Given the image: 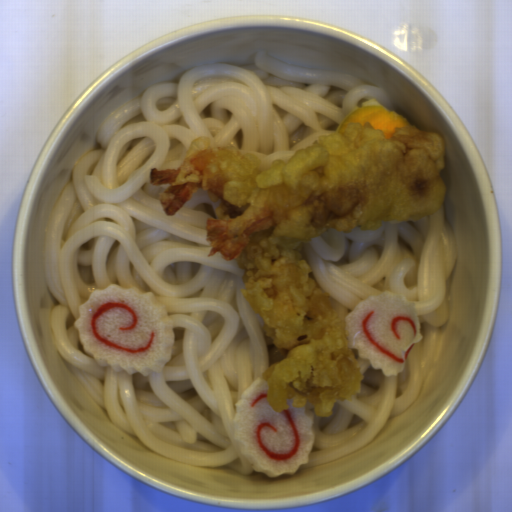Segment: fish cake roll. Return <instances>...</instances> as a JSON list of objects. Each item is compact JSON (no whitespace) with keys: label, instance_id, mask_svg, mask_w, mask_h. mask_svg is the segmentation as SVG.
Returning a JSON list of instances; mask_svg holds the SVG:
<instances>
[{"label":"fish cake roll","instance_id":"2","mask_svg":"<svg viewBox=\"0 0 512 512\" xmlns=\"http://www.w3.org/2000/svg\"><path fill=\"white\" fill-rule=\"evenodd\" d=\"M269 382L255 378L235 403L234 439L255 472L270 478L294 475L309 462L316 441L315 414L308 405L276 412L267 401Z\"/></svg>","mask_w":512,"mask_h":512},{"label":"fish cake roll","instance_id":"1","mask_svg":"<svg viewBox=\"0 0 512 512\" xmlns=\"http://www.w3.org/2000/svg\"><path fill=\"white\" fill-rule=\"evenodd\" d=\"M73 326L84 352L117 373L139 372L147 378L150 373L163 372L172 358L173 322L152 291L135 286L124 289L114 283L95 289L79 306Z\"/></svg>","mask_w":512,"mask_h":512},{"label":"fish cake roll","instance_id":"3","mask_svg":"<svg viewBox=\"0 0 512 512\" xmlns=\"http://www.w3.org/2000/svg\"><path fill=\"white\" fill-rule=\"evenodd\" d=\"M344 322L358 358L388 378L404 372L411 350L423 339L415 303L389 290L358 302Z\"/></svg>","mask_w":512,"mask_h":512}]
</instances>
